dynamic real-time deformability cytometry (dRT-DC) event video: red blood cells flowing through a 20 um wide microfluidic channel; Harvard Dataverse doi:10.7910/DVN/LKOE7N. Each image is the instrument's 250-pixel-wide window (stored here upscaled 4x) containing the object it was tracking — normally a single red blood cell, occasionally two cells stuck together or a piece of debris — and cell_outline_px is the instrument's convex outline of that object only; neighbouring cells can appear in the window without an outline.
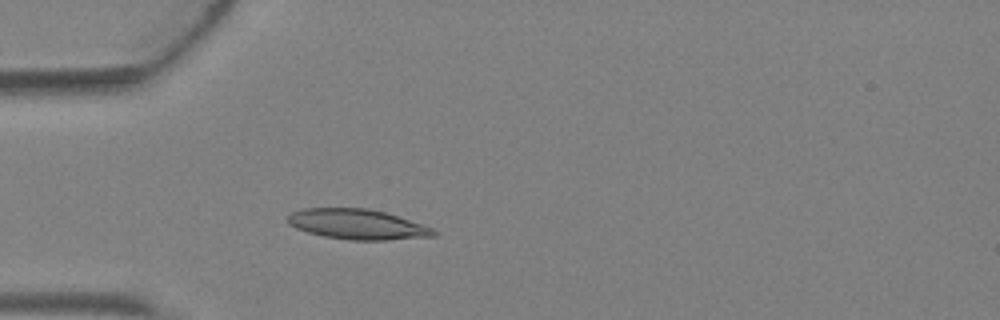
{"species": "Egyptian fruit bat (a non-hibernating species)", "species_latin": "Rousettus aegyptiacus", "temperature_condition": "warm", "stored_images_in_passage": 2, "camera_frame_rate_fps": 3000, "um_per_image_px": 0.085, "animal": {"sex": "female"}, "frame": {"image": 1, "passage_image": 2, "time_ms": 0.333, "image_size_px": [1000, 320], "cell_outline_px": [[436, 236], [384, 240], [352, 240], [324, 236], [308, 232], [296, 228], [288, 224], [288, 216], [292, 212], [304, 208], [368, 208], [384, 212], [432, 228], [436, 232]], "centroid_in_image_um": [30.34, 19.06], "position_along_channel_um": 54.7, "area_um2": 25.32}}